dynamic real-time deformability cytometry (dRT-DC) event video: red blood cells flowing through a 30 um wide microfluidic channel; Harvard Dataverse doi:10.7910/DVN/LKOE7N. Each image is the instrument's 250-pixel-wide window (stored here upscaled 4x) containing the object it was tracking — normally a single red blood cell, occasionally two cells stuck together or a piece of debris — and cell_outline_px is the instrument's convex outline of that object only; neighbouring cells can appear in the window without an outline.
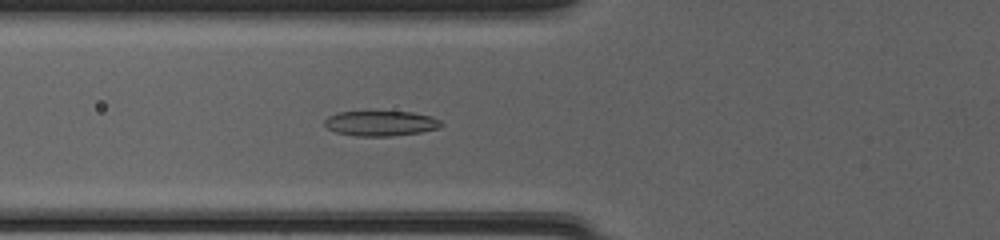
{"species": "common noctule bat (a hibernating species)", "species_latin": "Nyctalus noctula", "temperature_condition": "cold", "stored_images_in_passage": 51, "camera_frame_rate_fps": 3000, "um_per_image_px": 0.085, "animal": {"sex": "female", "body_mass_g": 20.0, "forearm_length_mm": 54.0}, "frame": {"image": 1, "passage_image": 21, "time_ms": 6.667, "image_size_px": [1000, 240], "cell_outline_px": [[444, 124], [440, 128], [420, 132], [392, 136], [356, 136], [336, 132], [328, 128], [324, 124], [324, 120], [328, 116], [336, 112], [412, 112], [432, 116], [440, 120]], "centroid_in_image_um": [32.38, 10.48], "position_along_channel_um": 93.4, "area_um2": 17.11}}
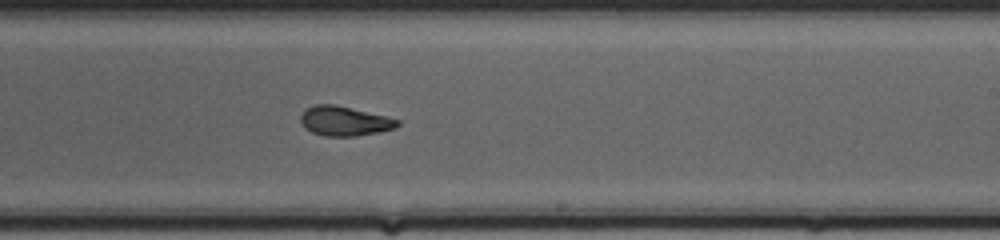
{"frame": {"image": 2, "passage_image": 33, "time_ms": 10.667, "image_size_px": [1000, 240], "cell_outline_px": [[400, 124], [396, 128], [380, 132], [356, 136], [324, 136], [312, 132], [304, 128], [300, 120], [300, 116], [308, 108], [316, 104], [336, 104], [400, 120]], "centroid_in_image_um": [29.28, 10.3], "position_along_channel_um": 259.7, "area_um2": 16.65}}
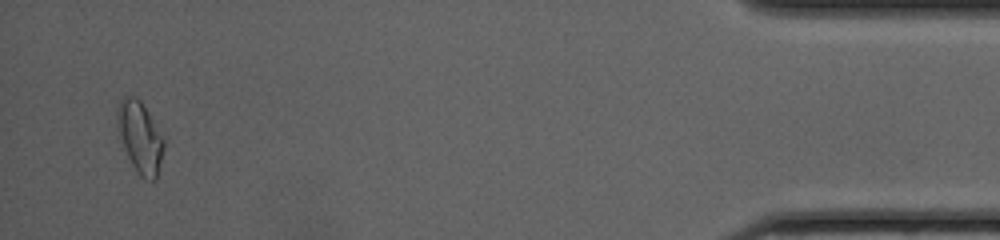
{"frame": {"image": 3, "passage_image": 50, "time_ms": 16.333, "image_size_px": [1000, 240], "cell_outline_px": [[168, 136], [156, 180], [144, 180], [136, 172], [128, 156], [120, 136], [116, 120], [116, 108], [120, 100], [124, 96], [136, 96], [140, 100]], "centroid_in_image_um": [11.98, 11.63], "position_along_channel_um": 423.2, "area_um2": 20.23}, "authors_computed_cell_mechanics": {"area_um2": 17.5134, "velocity_mm_per_s": 4.1506, "shape_relaxation_time_tau1_ms": 9.2576, "shape_relaxation_time_tau2_ms": 2.0266, "deformation_change_tau1": 0.2511, "deformation_change_tau2": 0.0852}}